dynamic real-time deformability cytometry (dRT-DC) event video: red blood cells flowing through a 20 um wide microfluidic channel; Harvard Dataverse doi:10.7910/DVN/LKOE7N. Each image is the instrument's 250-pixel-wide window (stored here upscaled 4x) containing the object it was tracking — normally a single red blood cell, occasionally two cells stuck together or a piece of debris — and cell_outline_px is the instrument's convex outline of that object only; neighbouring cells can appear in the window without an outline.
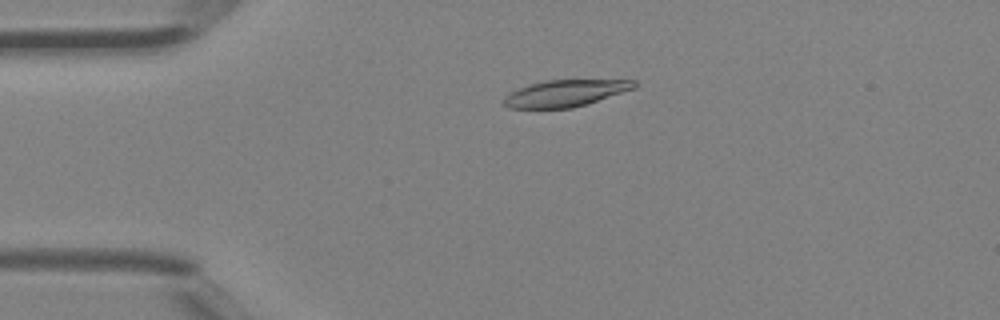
{"species": "Egyptian fruit bat (a non-hibernating species)", "species_latin": "Rousettus aegyptiacus", "temperature_condition": "room temperature", "stored_images_in_passage": 42, "camera_frame_rate_fps": 3000, "um_per_image_px": 0.085, "animal": {"sex": "female"}, "frame": {"image": 1, "passage_image": 7, "time_ms": 2.0, "image_size_px": [1000, 320], "cell_outline_px": [[636, 88], [588, 104], [572, 108], [508, 108], [504, 104], [504, 96], [520, 88], [532, 84], [548, 80], [636, 80]], "centroid_in_image_um": [48.1, 7.93], "position_along_channel_um": 36.9, "area_um2": 20.11}}
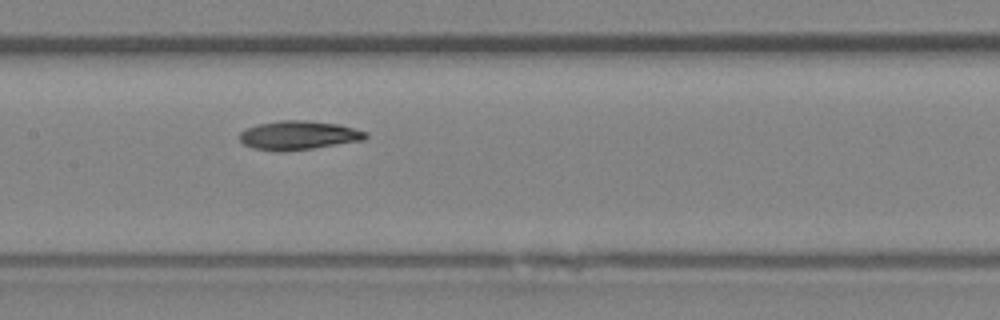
{"frame": {"image": 2, "passage_image": 19, "time_ms": 6.0, "image_size_px": [1000, 320], "cell_outline_px": [[368, 136], [364, 140], [312, 148], [280, 152], [276, 152], [252, 148], [244, 144], [240, 140], [240, 132], [256, 124], [280, 120], [308, 120], [336, 124], [368, 132]], "centroid_in_image_um": [25.35, 11.5], "position_along_channel_um": 182.1, "area_um2": 21.21}}
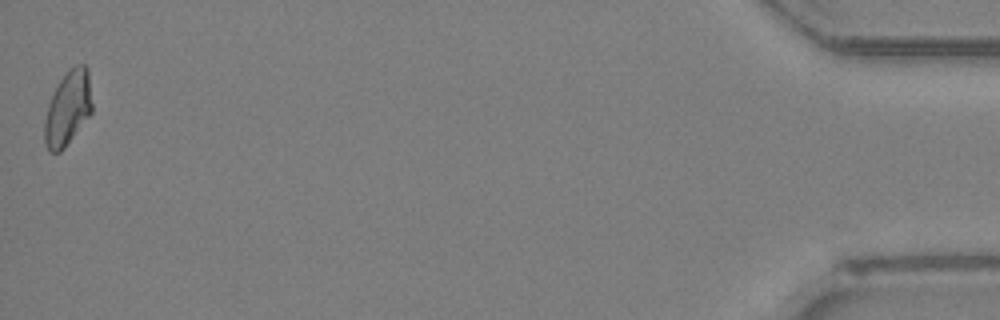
{"frame": {"image": 3, "passage_image": 42, "time_ms": 13.667, "image_size_px": [1000, 320], "cell_outline_px": [[92, 112], [64, 148], [60, 152], [48, 152], [44, 144], [44, 120], [48, 104], [60, 80], [68, 68], [76, 64], [84, 64], [88, 68], [92, 104]], "centroid_in_image_um": [5.76, 9.2], "position_along_channel_um": 429.4, "area_um2": 20.69}}